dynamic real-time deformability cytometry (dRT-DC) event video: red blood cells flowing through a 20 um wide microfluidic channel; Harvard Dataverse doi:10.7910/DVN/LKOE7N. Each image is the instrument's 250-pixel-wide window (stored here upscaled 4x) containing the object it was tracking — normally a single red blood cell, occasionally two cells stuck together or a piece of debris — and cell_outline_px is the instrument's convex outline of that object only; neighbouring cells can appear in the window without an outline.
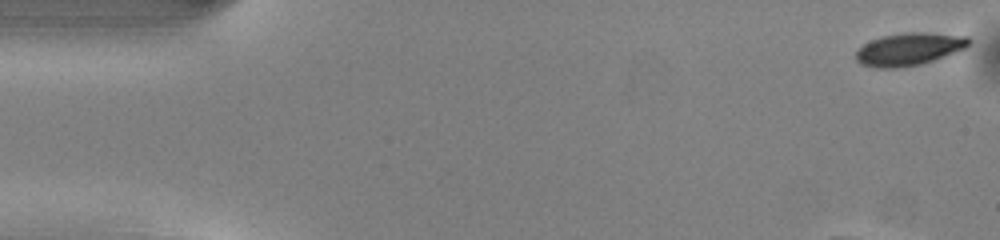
{"species": "common noctule bat (a hibernating species)", "species_latin": "Nyctalus noctula", "temperature_condition": "warm", "stored_images_in_passage": 51, "camera_frame_rate_fps": 3000, "um_per_image_px": 0.085, "animal": {"sex": "male", "body_mass_g": 13.0, "forearm_length_mm": 53.1}, "frame": {"image": 1, "passage_image": 1, "time_ms": 0.0, "image_size_px": [1000, 240], "cell_outline_px": [[972, 40], [964, 48], [956, 52], [920, 64], [896, 68], [876, 68], [860, 64], [856, 60], [856, 52], [864, 44], [880, 36], [908, 32], [924, 32], [968, 36]], "centroid_in_image_um": [77.26, 4.17], "position_along_channel_um": 7.7, "area_um2": 21.33}}
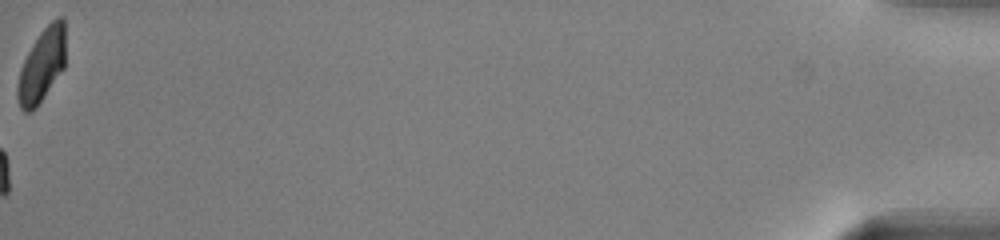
{"frame": {"image": 2, "passage_image": 51, "time_ms": 16.667, "image_size_px": [1000, 240], "cell_outline_px": [[64, 68], [40, 100], [28, 112], [24, 112], [20, 108], [16, 92], [16, 88], [20, 68], [28, 52], [40, 32], [56, 16], [60, 16], [64, 20]], "centroid_in_image_um": [3.53, 5.51], "position_along_channel_um": 431.7, "area_um2": 19.94}, "authors_computed_cell_mechanics": {"area_um2": 21.1548, "velocity_mm_per_s": 3.9986, "shape_relaxation_time_tau1_ms": 1.6738, "shape_relaxation_time_tau2_ms": null, "deformation_change_tau1": 0.0949, "deformation_change_tau2": null}}